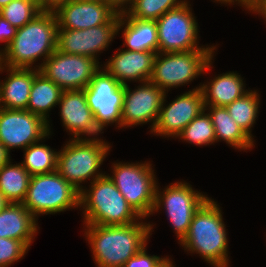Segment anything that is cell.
I'll return each instance as SVG.
<instances>
[{
	"label": "cell",
	"mask_w": 266,
	"mask_h": 267,
	"mask_svg": "<svg viewBox=\"0 0 266 267\" xmlns=\"http://www.w3.org/2000/svg\"><path fill=\"white\" fill-rule=\"evenodd\" d=\"M85 236L98 267H123L145 245L153 225L135 222L128 225L85 224Z\"/></svg>",
	"instance_id": "obj_1"
},
{
	"label": "cell",
	"mask_w": 266,
	"mask_h": 267,
	"mask_svg": "<svg viewBox=\"0 0 266 267\" xmlns=\"http://www.w3.org/2000/svg\"><path fill=\"white\" fill-rule=\"evenodd\" d=\"M57 20L53 10H42L30 22L17 28L14 39L2 52V65L32 68L43 56V63L56 51Z\"/></svg>",
	"instance_id": "obj_2"
},
{
	"label": "cell",
	"mask_w": 266,
	"mask_h": 267,
	"mask_svg": "<svg viewBox=\"0 0 266 267\" xmlns=\"http://www.w3.org/2000/svg\"><path fill=\"white\" fill-rule=\"evenodd\" d=\"M221 209L208 198L196 211L180 245L214 267H228L227 232Z\"/></svg>",
	"instance_id": "obj_3"
},
{
	"label": "cell",
	"mask_w": 266,
	"mask_h": 267,
	"mask_svg": "<svg viewBox=\"0 0 266 267\" xmlns=\"http://www.w3.org/2000/svg\"><path fill=\"white\" fill-rule=\"evenodd\" d=\"M89 190L80 191V207L84 211V224L128 225L141 218L117 189L109 174L90 182Z\"/></svg>",
	"instance_id": "obj_4"
},
{
	"label": "cell",
	"mask_w": 266,
	"mask_h": 267,
	"mask_svg": "<svg viewBox=\"0 0 266 267\" xmlns=\"http://www.w3.org/2000/svg\"><path fill=\"white\" fill-rule=\"evenodd\" d=\"M109 143L99 138L72 139L58 152L57 172L79 192L86 179L96 180L106 173H99L110 150Z\"/></svg>",
	"instance_id": "obj_5"
},
{
	"label": "cell",
	"mask_w": 266,
	"mask_h": 267,
	"mask_svg": "<svg viewBox=\"0 0 266 267\" xmlns=\"http://www.w3.org/2000/svg\"><path fill=\"white\" fill-rule=\"evenodd\" d=\"M214 50L216 48L187 52H158L149 81L165 92L172 87L188 84L201 73L211 70Z\"/></svg>",
	"instance_id": "obj_6"
},
{
	"label": "cell",
	"mask_w": 266,
	"mask_h": 267,
	"mask_svg": "<svg viewBox=\"0 0 266 267\" xmlns=\"http://www.w3.org/2000/svg\"><path fill=\"white\" fill-rule=\"evenodd\" d=\"M22 204L37 219L40 214L80 207V192L57 171L32 175Z\"/></svg>",
	"instance_id": "obj_7"
},
{
	"label": "cell",
	"mask_w": 266,
	"mask_h": 267,
	"mask_svg": "<svg viewBox=\"0 0 266 267\" xmlns=\"http://www.w3.org/2000/svg\"><path fill=\"white\" fill-rule=\"evenodd\" d=\"M152 164L113 163L109 176L128 204L141 217H149L155 205L157 182Z\"/></svg>",
	"instance_id": "obj_8"
},
{
	"label": "cell",
	"mask_w": 266,
	"mask_h": 267,
	"mask_svg": "<svg viewBox=\"0 0 266 267\" xmlns=\"http://www.w3.org/2000/svg\"><path fill=\"white\" fill-rule=\"evenodd\" d=\"M188 1L183 5L169 10L156 20L158 33V52H187L200 50L198 38V23L189 7Z\"/></svg>",
	"instance_id": "obj_9"
},
{
	"label": "cell",
	"mask_w": 266,
	"mask_h": 267,
	"mask_svg": "<svg viewBox=\"0 0 266 267\" xmlns=\"http://www.w3.org/2000/svg\"><path fill=\"white\" fill-rule=\"evenodd\" d=\"M158 187L157 185L152 214L157 212L162 205L181 242L189 230L194 214L208 197L192 189L191 185L185 181L171 183L162 192Z\"/></svg>",
	"instance_id": "obj_10"
},
{
	"label": "cell",
	"mask_w": 266,
	"mask_h": 267,
	"mask_svg": "<svg viewBox=\"0 0 266 267\" xmlns=\"http://www.w3.org/2000/svg\"><path fill=\"white\" fill-rule=\"evenodd\" d=\"M100 68L84 89L88 106L94 114L96 125L102 131L109 124L121 127V109L124 85L105 69Z\"/></svg>",
	"instance_id": "obj_11"
},
{
	"label": "cell",
	"mask_w": 266,
	"mask_h": 267,
	"mask_svg": "<svg viewBox=\"0 0 266 267\" xmlns=\"http://www.w3.org/2000/svg\"><path fill=\"white\" fill-rule=\"evenodd\" d=\"M98 60L56 50L38 70L63 91L85 89L101 68Z\"/></svg>",
	"instance_id": "obj_12"
},
{
	"label": "cell",
	"mask_w": 266,
	"mask_h": 267,
	"mask_svg": "<svg viewBox=\"0 0 266 267\" xmlns=\"http://www.w3.org/2000/svg\"><path fill=\"white\" fill-rule=\"evenodd\" d=\"M50 126L42 117L28 110L0 108V142L10 152L26 149L50 135Z\"/></svg>",
	"instance_id": "obj_13"
},
{
	"label": "cell",
	"mask_w": 266,
	"mask_h": 267,
	"mask_svg": "<svg viewBox=\"0 0 266 267\" xmlns=\"http://www.w3.org/2000/svg\"><path fill=\"white\" fill-rule=\"evenodd\" d=\"M118 13L110 22L84 30L57 29L56 50L97 60L117 34Z\"/></svg>",
	"instance_id": "obj_14"
},
{
	"label": "cell",
	"mask_w": 266,
	"mask_h": 267,
	"mask_svg": "<svg viewBox=\"0 0 266 267\" xmlns=\"http://www.w3.org/2000/svg\"><path fill=\"white\" fill-rule=\"evenodd\" d=\"M166 93L150 81L143 82L133 91L128 84L124 85L121 127H132L152 121L150 126L152 132Z\"/></svg>",
	"instance_id": "obj_15"
},
{
	"label": "cell",
	"mask_w": 266,
	"mask_h": 267,
	"mask_svg": "<svg viewBox=\"0 0 266 267\" xmlns=\"http://www.w3.org/2000/svg\"><path fill=\"white\" fill-rule=\"evenodd\" d=\"M196 87L192 91L177 96L168 106L165 105L166 94L160 109L156 125L151 133L165 137H177L178 134L204 109L203 94Z\"/></svg>",
	"instance_id": "obj_16"
},
{
	"label": "cell",
	"mask_w": 266,
	"mask_h": 267,
	"mask_svg": "<svg viewBox=\"0 0 266 267\" xmlns=\"http://www.w3.org/2000/svg\"><path fill=\"white\" fill-rule=\"evenodd\" d=\"M57 29L84 30L110 22L118 13L103 2L69 0L53 10Z\"/></svg>",
	"instance_id": "obj_17"
},
{
	"label": "cell",
	"mask_w": 266,
	"mask_h": 267,
	"mask_svg": "<svg viewBox=\"0 0 266 267\" xmlns=\"http://www.w3.org/2000/svg\"><path fill=\"white\" fill-rule=\"evenodd\" d=\"M63 126L73 133L72 139H83L88 135H98L101 130L96 125L94 114L87 103L84 89L63 91L58 103Z\"/></svg>",
	"instance_id": "obj_18"
},
{
	"label": "cell",
	"mask_w": 266,
	"mask_h": 267,
	"mask_svg": "<svg viewBox=\"0 0 266 267\" xmlns=\"http://www.w3.org/2000/svg\"><path fill=\"white\" fill-rule=\"evenodd\" d=\"M156 53L152 51L120 50L104 64V69L111 74L121 85L126 81L150 80Z\"/></svg>",
	"instance_id": "obj_19"
},
{
	"label": "cell",
	"mask_w": 266,
	"mask_h": 267,
	"mask_svg": "<svg viewBox=\"0 0 266 267\" xmlns=\"http://www.w3.org/2000/svg\"><path fill=\"white\" fill-rule=\"evenodd\" d=\"M7 70L8 77L0 82V108L26 110L34 77L40 72L35 68H13L1 66L0 72Z\"/></svg>",
	"instance_id": "obj_20"
},
{
	"label": "cell",
	"mask_w": 266,
	"mask_h": 267,
	"mask_svg": "<svg viewBox=\"0 0 266 267\" xmlns=\"http://www.w3.org/2000/svg\"><path fill=\"white\" fill-rule=\"evenodd\" d=\"M36 221L22 203H9L0 212V238L22 241L29 248L38 230Z\"/></svg>",
	"instance_id": "obj_21"
},
{
	"label": "cell",
	"mask_w": 266,
	"mask_h": 267,
	"mask_svg": "<svg viewBox=\"0 0 266 267\" xmlns=\"http://www.w3.org/2000/svg\"><path fill=\"white\" fill-rule=\"evenodd\" d=\"M124 47L131 51H152L158 53V33L155 20H140L120 14L117 33L122 27Z\"/></svg>",
	"instance_id": "obj_22"
},
{
	"label": "cell",
	"mask_w": 266,
	"mask_h": 267,
	"mask_svg": "<svg viewBox=\"0 0 266 267\" xmlns=\"http://www.w3.org/2000/svg\"><path fill=\"white\" fill-rule=\"evenodd\" d=\"M207 83L200 85L204 106H226L248 92L241 76L234 72L215 76Z\"/></svg>",
	"instance_id": "obj_23"
},
{
	"label": "cell",
	"mask_w": 266,
	"mask_h": 267,
	"mask_svg": "<svg viewBox=\"0 0 266 267\" xmlns=\"http://www.w3.org/2000/svg\"><path fill=\"white\" fill-rule=\"evenodd\" d=\"M208 107V108H207ZM215 129L216 142L225 141L239 150H248L254 146V140L232 119L225 106H205Z\"/></svg>",
	"instance_id": "obj_24"
},
{
	"label": "cell",
	"mask_w": 266,
	"mask_h": 267,
	"mask_svg": "<svg viewBox=\"0 0 266 267\" xmlns=\"http://www.w3.org/2000/svg\"><path fill=\"white\" fill-rule=\"evenodd\" d=\"M62 92L59 86L39 72L32 82L26 110L42 117L49 126L48 112L58 105Z\"/></svg>",
	"instance_id": "obj_25"
},
{
	"label": "cell",
	"mask_w": 266,
	"mask_h": 267,
	"mask_svg": "<svg viewBox=\"0 0 266 267\" xmlns=\"http://www.w3.org/2000/svg\"><path fill=\"white\" fill-rule=\"evenodd\" d=\"M31 175L19 163L9 161L0 168V192L10 203H22L26 197Z\"/></svg>",
	"instance_id": "obj_26"
},
{
	"label": "cell",
	"mask_w": 266,
	"mask_h": 267,
	"mask_svg": "<svg viewBox=\"0 0 266 267\" xmlns=\"http://www.w3.org/2000/svg\"><path fill=\"white\" fill-rule=\"evenodd\" d=\"M259 99L257 91L249 90L243 96L225 106L232 119L252 139L254 138L251 134V127H253L259 112Z\"/></svg>",
	"instance_id": "obj_27"
},
{
	"label": "cell",
	"mask_w": 266,
	"mask_h": 267,
	"mask_svg": "<svg viewBox=\"0 0 266 267\" xmlns=\"http://www.w3.org/2000/svg\"><path fill=\"white\" fill-rule=\"evenodd\" d=\"M24 161L21 165L32 175L57 171L58 152L45 144L34 143L24 149Z\"/></svg>",
	"instance_id": "obj_28"
},
{
	"label": "cell",
	"mask_w": 266,
	"mask_h": 267,
	"mask_svg": "<svg viewBox=\"0 0 266 267\" xmlns=\"http://www.w3.org/2000/svg\"><path fill=\"white\" fill-rule=\"evenodd\" d=\"M186 0H133L124 12L128 17L140 20H158L169 10L183 5Z\"/></svg>",
	"instance_id": "obj_29"
},
{
	"label": "cell",
	"mask_w": 266,
	"mask_h": 267,
	"mask_svg": "<svg viewBox=\"0 0 266 267\" xmlns=\"http://www.w3.org/2000/svg\"><path fill=\"white\" fill-rule=\"evenodd\" d=\"M205 109L194 118L179 134L178 138L196 146L209 145L216 142L215 129L211 117Z\"/></svg>",
	"instance_id": "obj_30"
},
{
	"label": "cell",
	"mask_w": 266,
	"mask_h": 267,
	"mask_svg": "<svg viewBox=\"0 0 266 267\" xmlns=\"http://www.w3.org/2000/svg\"><path fill=\"white\" fill-rule=\"evenodd\" d=\"M42 10L29 0H13L0 10V15L12 26L21 28Z\"/></svg>",
	"instance_id": "obj_31"
},
{
	"label": "cell",
	"mask_w": 266,
	"mask_h": 267,
	"mask_svg": "<svg viewBox=\"0 0 266 267\" xmlns=\"http://www.w3.org/2000/svg\"><path fill=\"white\" fill-rule=\"evenodd\" d=\"M28 249L22 241L0 238V267H8L23 258Z\"/></svg>",
	"instance_id": "obj_32"
},
{
	"label": "cell",
	"mask_w": 266,
	"mask_h": 267,
	"mask_svg": "<svg viewBox=\"0 0 266 267\" xmlns=\"http://www.w3.org/2000/svg\"><path fill=\"white\" fill-rule=\"evenodd\" d=\"M145 245L135 256L130 258L124 267H159L167 257L160 258L157 255L149 256Z\"/></svg>",
	"instance_id": "obj_33"
},
{
	"label": "cell",
	"mask_w": 266,
	"mask_h": 267,
	"mask_svg": "<svg viewBox=\"0 0 266 267\" xmlns=\"http://www.w3.org/2000/svg\"><path fill=\"white\" fill-rule=\"evenodd\" d=\"M16 32L17 28L12 26L0 15V41L5 42L4 50H0V55L2 54V51L4 52L7 49L10 42L14 39Z\"/></svg>",
	"instance_id": "obj_34"
},
{
	"label": "cell",
	"mask_w": 266,
	"mask_h": 267,
	"mask_svg": "<svg viewBox=\"0 0 266 267\" xmlns=\"http://www.w3.org/2000/svg\"><path fill=\"white\" fill-rule=\"evenodd\" d=\"M132 2L133 0H105L106 4L110 5L117 13L120 14L124 13L126 11V8L128 9L127 5L130 4L128 5L130 7Z\"/></svg>",
	"instance_id": "obj_35"
},
{
	"label": "cell",
	"mask_w": 266,
	"mask_h": 267,
	"mask_svg": "<svg viewBox=\"0 0 266 267\" xmlns=\"http://www.w3.org/2000/svg\"><path fill=\"white\" fill-rule=\"evenodd\" d=\"M266 19V0H259L250 10Z\"/></svg>",
	"instance_id": "obj_36"
},
{
	"label": "cell",
	"mask_w": 266,
	"mask_h": 267,
	"mask_svg": "<svg viewBox=\"0 0 266 267\" xmlns=\"http://www.w3.org/2000/svg\"><path fill=\"white\" fill-rule=\"evenodd\" d=\"M235 1L238 2L237 4H241L242 7L250 10L259 0H224L222 3H228L230 5L234 4Z\"/></svg>",
	"instance_id": "obj_37"
},
{
	"label": "cell",
	"mask_w": 266,
	"mask_h": 267,
	"mask_svg": "<svg viewBox=\"0 0 266 267\" xmlns=\"http://www.w3.org/2000/svg\"><path fill=\"white\" fill-rule=\"evenodd\" d=\"M10 152L5 148V146L0 142V168L6 165L10 159Z\"/></svg>",
	"instance_id": "obj_38"
},
{
	"label": "cell",
	"mask_w": 266,
	"mask_h": 267,
	"mask_svg": "<svg viewBox=\"0 0 266 267\" xmlns=\"http://www.w3.org/2000/svg\"><path fill=\"white\" fill-rule=\"evenodd\" d=\"M69 0H46V10H54L58 5Z\"/></svg>",
	"instance_id": "obj_39"
},
{
	"label": "cell",
	"mask_w": 266,
	"mask_h": 267,
	"mask_svg": "<svg viewBox=\"0 0 266 267\" xmlns=\"http://www.w3.org/2000/svg\"><path fill=\"white\" fill-rule=\"evenodd\" d=\"M10 202L6 197L0 192V212L9 204Z\"/></svg>",
	"instance_id": "obj_40"
},
{
	"label": "cell",
	"mask_w": 266,
	"mask_h": 267,
	"mask_svg": "<svg viewBox=\"0 0 266 267\" xmlns=\"http://www.w3.org/2000/svg\"><path fill=\"white\" fill-rule=\"evenodd\" d=\"M32 1L41 10H46V0H29Z\"/></svg>",
	"instance_id": "obj_41"
},
{
	"label": "cell",
	"mask_w": 266,
	"mask_h": 267,
	"mask_svg": "<svg viewBox=\"0 0 266 267\" xmlns=\"http://www.w3.org/2000/svg\"><path fill=\"white\" fill-rule=\"evenodd\" d=\"M159 267H175L173 262L167 258Z\"/></svg>",
	"instance_id": "obj_42"
},
{
	"label": "cell",
	"mask_w": 266,
	"mask_h": 267,
	"mask_svg": "<svg viewBox=\"0 0 266 267\" xmlns=\"http://www.w3.org/2000/svg\"><path fill=\"white\" fill-rule=\"evenodd\" d=\"M13 0H0V10Z\"/></svg>",
	"instance_id": "obj_43"
},
{
	"label": "cell",
	"mask_w": 266,
	"mask_h": 267,
	"mask_svg": "<svg viewBox=\"0 0 266 267\" xmlns=\"http://www.w3.org/2000/svg\"><path fill=\"white\" fill-rule=\"evenodd\" d=\"M84 1H94V2H103V3H105V0H84Z\"/></svg>",
	"instance_id": "obj_44"
},
{
	"label": "cell",
	"mask_w": 266,
	"mask_h": 267,
	"mask_svg": "<svg viewBox=\"0 0 266 267\" xmlns=\"http://www.w3.org/2000/svg\"><path fill=\"white\" fill-rule=\"evenodd\" d=\"M2 66V59H1V55H0V68Z\"/></svg>",
	"instance_id": "obj_45"
},
{
	"label": "cell",
	"mask_w": 266,
	"mask_h": 267,
	"mask_svg": "<svg viewBox=\"0 0 266 267\" xmlns=\"http://www.w3.org/2000/svg\"><path fill=\"white\" fill-rule=\"evenodd\" d=\"M216 1L219 2V3H220V2L222 3L224 0H215V2H216Z\"/></svg>",
	"instance_id": "obj_46"
}]
</instances>
